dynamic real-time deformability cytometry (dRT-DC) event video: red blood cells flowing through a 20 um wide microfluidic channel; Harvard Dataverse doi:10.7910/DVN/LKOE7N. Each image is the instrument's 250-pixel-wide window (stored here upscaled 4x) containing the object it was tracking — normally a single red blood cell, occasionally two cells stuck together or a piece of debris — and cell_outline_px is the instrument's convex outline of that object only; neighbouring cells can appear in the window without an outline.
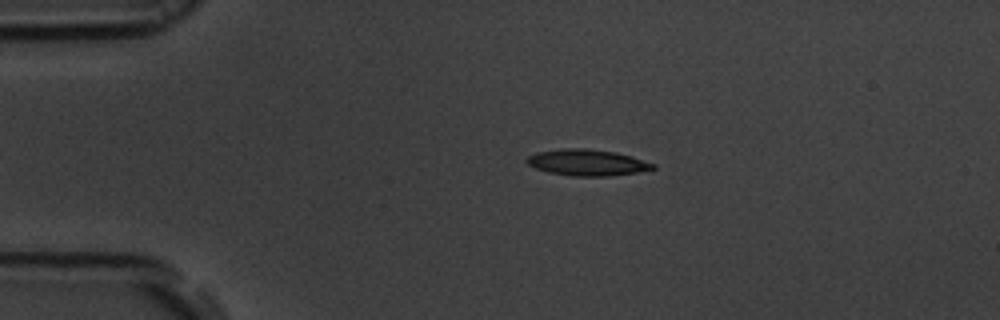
{"species": "common noctule bat (a hibernating species)", "species_latin": "Nyctalus noctula", "temperature_condition": "room temperature", "stored_images_in_passage": 37, "camera_frame_rate_fps": 3000, "um_per_image_px": 0.085, "animal": {"sex": "male", "body_mass_g": 19.5, "forearm_length_mm": 54.6}, "frame": {"image": 1, "passage_image": 2, "time_ms": 0.333, "image_size_px": [1000, 320], "cell_outline_px": [[656, 168], [636, 172], [608, 176], [572, 176], [548, 172], [536, 168], [528, 164], [524, 160], [528, 156], [536, 152], [560, 148], [584, 148], [616, 152], [632, 156], [656, 164]], "centroid_in_image_um": [49.89, 13.8], "position_along_channel_um": 35.1, "area_um2": 19.36}}
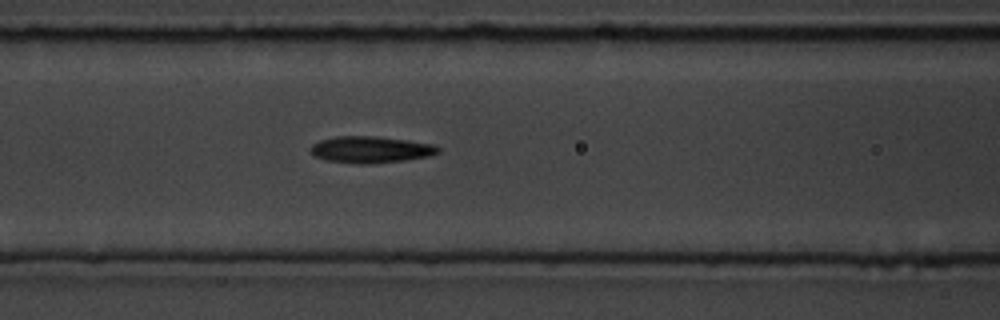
{"frame": {"image": 2, "passage_image": 13, "time_ms": 4.0, "image_size_px": [1000, 320], "cell_outline_px": [[440, 152], [428, 156], [404, 160], [368, 164], [356, 164], [324, 160], [316, 156], [308, 148], [312, 144], [320, 140], [336, 136], [380, 136], [436, 144], [440, 148]], "centroid_in_image_um": [31.51, 12.71], "position_along_channel_um": 135.1, "area_um2": 20.0}}
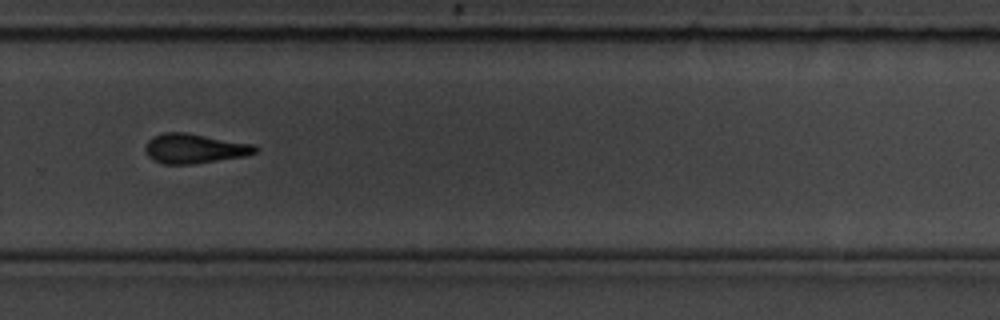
{"frame": {"image": 3, "passage_image": 27, "time_ms": 8.667, "image_size_px": [1000, 320], "cell_outline_px": [[260, 148], [256, 152], [244, 156], [192, 164], [164, 164], [148, 156], [144, 148], [148, 140], [152, 136], [164, 132], [188, 132], [256, 144]], "centroid_in_image_um": [16.56, 12.6], "position_along_channel_um": 313.2, "area_um2": 19.19}, "authors_computed_cell_mechanics": {"area_um2": 19.2474, "velocity_mm_per_s": 3.8272, "shape_relaxation_time_tau1_ms": 2.3353, "shape_relaxation_time_tau2_ms": 3.1219, "deformation_change_tau1": 0.1626, "deformation_change_tau2": 0.1384}}